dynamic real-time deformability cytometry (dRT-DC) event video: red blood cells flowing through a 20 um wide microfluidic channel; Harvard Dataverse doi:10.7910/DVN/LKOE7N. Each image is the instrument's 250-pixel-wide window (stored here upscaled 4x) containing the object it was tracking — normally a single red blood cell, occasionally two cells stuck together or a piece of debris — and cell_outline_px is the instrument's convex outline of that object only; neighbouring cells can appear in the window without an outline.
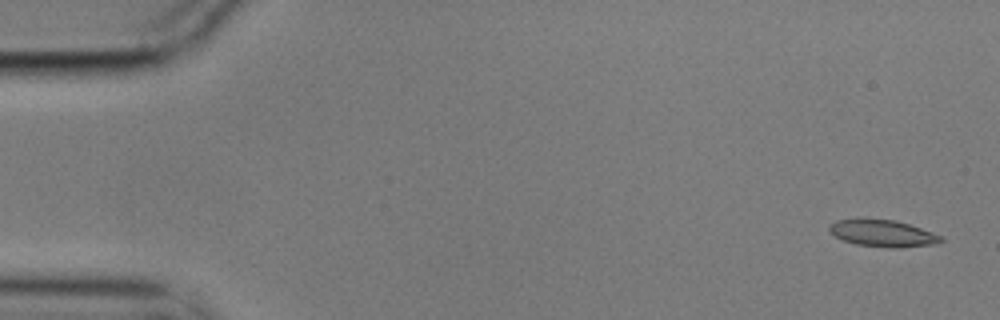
{"species": "common noctule bat (a hibernating species)", "species_latin": "Nyctalus noctula", "temperature_condition": "cold", "stored_images_in_passage": 2, "camera_frame_rate_fps": 3000, "um_per_image_px": 0.085, "animal": {"sex": "male", "body_mass_g": 17.9}, "frame": {"image": 1, "passage_image": 1, "time_ms": 0.0, "image_size_px": [1000, 320], "cell_outline_px": [[944, 240], [940, 244], [900, 248], [888, 248], [856, 244], [844, 240], [836, 236], [828, 228], [828, 224], [836, 220], [856, 216], [864, 216], [896, 220], [920, 228], [940, 236]], "centroid_in_image_um": [74.99, 19.79], "position_along_channel_um": 10.0, "area_um2": 18.15}}